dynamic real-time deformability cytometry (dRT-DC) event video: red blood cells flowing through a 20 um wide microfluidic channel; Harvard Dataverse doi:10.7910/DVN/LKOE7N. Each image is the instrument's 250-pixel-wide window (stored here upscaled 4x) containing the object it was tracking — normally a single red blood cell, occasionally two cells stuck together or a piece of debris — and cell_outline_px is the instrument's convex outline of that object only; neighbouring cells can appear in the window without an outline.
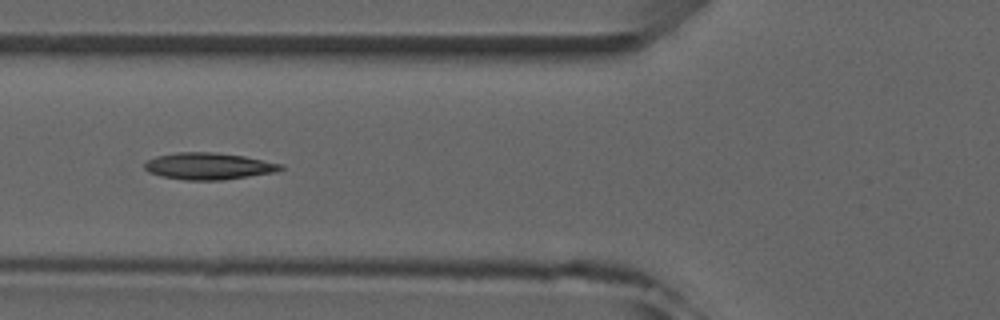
{"species": "common noctule bat (a hibernating species)", "species_latin": "Nyctalus noctula", "temperature_condition": "room temperature", "stored_images_in_passage": 5, "camera_frame_rate_fps": 3000, "um_per_image_px": 0.085, "animal": {"sex": "male", "forearm_length_mm": 52.5}, "frame": {"image": 1, "passage_image": 5, "time_ms": 5.333, "image_size_px": [1000, 320], "cell_outline_px": [[284, 168], [276, 172], [224, 180], [184, 180], [160, 176], [148, 172], [144, 168], [144, 164], [148, 160], [156, 156], [176, 152], [212, 152], [244, 156], [280, 164]], "centroid_in_image_um": [17.69, 14.13], "position_along_channel_um": 108.1, "area_um2": 21.21}}